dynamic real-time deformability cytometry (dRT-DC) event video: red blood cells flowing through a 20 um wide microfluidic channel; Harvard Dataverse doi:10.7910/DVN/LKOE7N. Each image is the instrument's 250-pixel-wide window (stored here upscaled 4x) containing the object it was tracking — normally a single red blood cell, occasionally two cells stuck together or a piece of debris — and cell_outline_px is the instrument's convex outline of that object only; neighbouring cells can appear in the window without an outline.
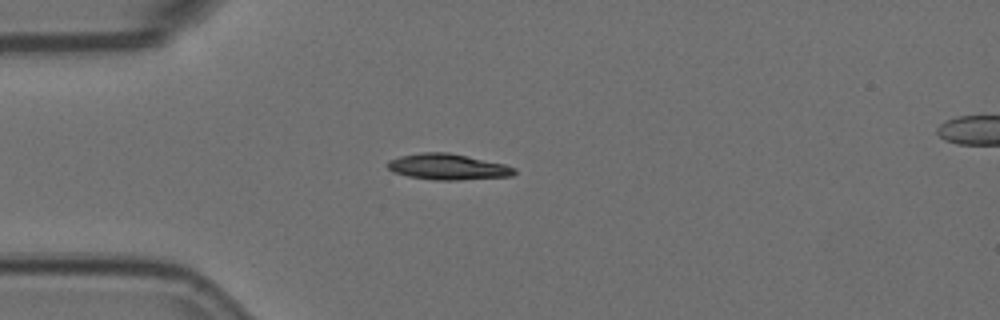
{"species": "Egyptian fruit bat (a non-hibernating species)", "species_latin": "Rousettus aegyptiacus", "temperature_condition": "room temperature", "stored_images_in_passage": 3, "camera_frame_rate_fps": 3000, "um_per_image_px": 0.085, "animal": {"sex": "female"}, "frame": {"image": 1, "passage_image": 3, "time_ms": 0.667, "image_size_px": [1000, 320], "cell_outline_px": [[516, 172], [512, 176], [460, 180], [436, 180], [408, 176], [392, 172], [388, 168], [388, 160], [400, 156], [420, 152], [448, 152], [504, 164], [516, 168]], "centroid_in_image_um": [38.05, 14.18], "position_along_channel_um": 46.9, "area_um2": 19.13}}